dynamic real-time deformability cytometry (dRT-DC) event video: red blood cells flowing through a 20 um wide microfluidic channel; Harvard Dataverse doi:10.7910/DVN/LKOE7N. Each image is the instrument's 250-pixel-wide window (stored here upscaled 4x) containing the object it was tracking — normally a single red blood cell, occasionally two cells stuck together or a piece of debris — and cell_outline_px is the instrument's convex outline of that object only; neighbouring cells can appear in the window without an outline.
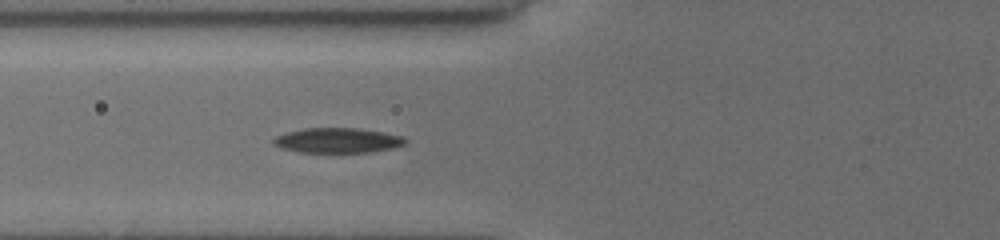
{"species": "common noctule bat (a hibernating species)", "species_latin": "Nyctalus noctula", "temperature_condition": "cold", "stored_images_in_passage": 33, "camera_frame_rate_fps": 3000, "um_per_image_px": 0.085, "animal": {"sex": "female", "body_mass_g": 19.5, "forearm_length_mm": 54.1}, "frame": {"image": 1, "passage_image": 7, "time_ms": 2.0, "image_size_px": [1000, 240], "cell_outline_px": [[408, 140], [404, 144], [392, 148], [372, 152], [300, 152], [280, 148], [272, 144], [272, 140], [276, 136], [284, 132], [304, 128], [356, 128], [380, 132], [400, 136]], "centroid_in_image_um": [28.62, 11.93], "position_along_channel_um": 97.2, "area_um2": 19.13}}
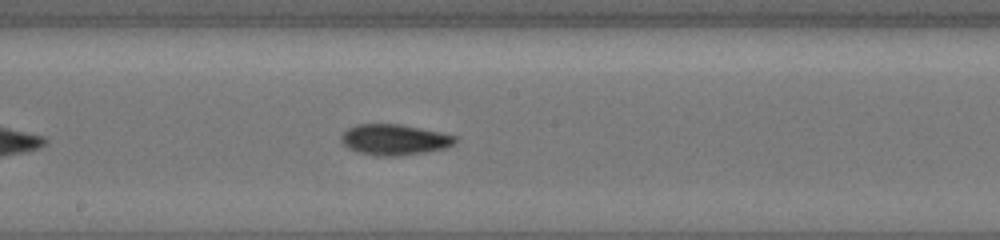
{"frame": {"image": 2, "passage_image": 16, "time_ms": 5.0, "image_size_px": [1000, 240], "cell_outline_px": [[456, 140], [452, 144], [444, 148], [424, 152], [396, 156], [372, 156], [356, 152], [348, 148], [340, 140], [340, 136], [348, 128], [356, 124], [400, 124], [440, 132], [456, 136]], "centroid_in_image_um": [33.46, 11.87], "position_along_channel_um": 214.7, "area_um2": 20.4}}
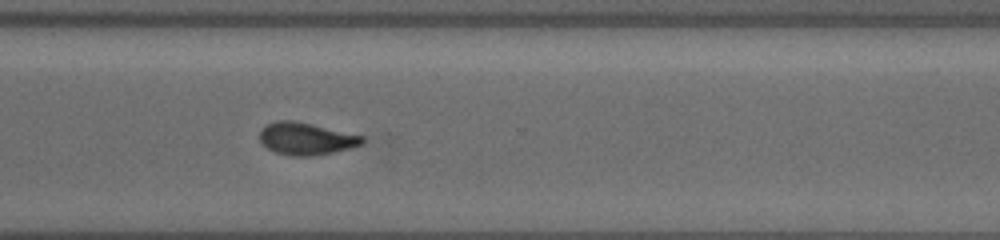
{"frame": {"image": 3, "passage_image": 26, "time_ms": 8.333, "image_size_px": [1000, 240], "cell_outline_px": [[364, 144], [352, 148], [312, 156], [292, 156], [276, 152], [268, 148], [260, 140], [260, 132], [268, 124], [276, 120], [292, 120], [312, 124], [364, 136]], "centroid_in_image_um": [26.06, 11.79], "position_along_channel_um": 344.5, "area_um2": 19.13}, "authors_computed_cell_mechanics": {"area_um2": 19.5364, "velocity_mm_per_s": 3.9041, "shape_relaxation_time_tau1_ms": 3.892, "shape_relaxation_time_tau2_ms": 5.6762, "deformation_change_tau1": 0.1556, "deformation_change_tau2": 0.1116}}